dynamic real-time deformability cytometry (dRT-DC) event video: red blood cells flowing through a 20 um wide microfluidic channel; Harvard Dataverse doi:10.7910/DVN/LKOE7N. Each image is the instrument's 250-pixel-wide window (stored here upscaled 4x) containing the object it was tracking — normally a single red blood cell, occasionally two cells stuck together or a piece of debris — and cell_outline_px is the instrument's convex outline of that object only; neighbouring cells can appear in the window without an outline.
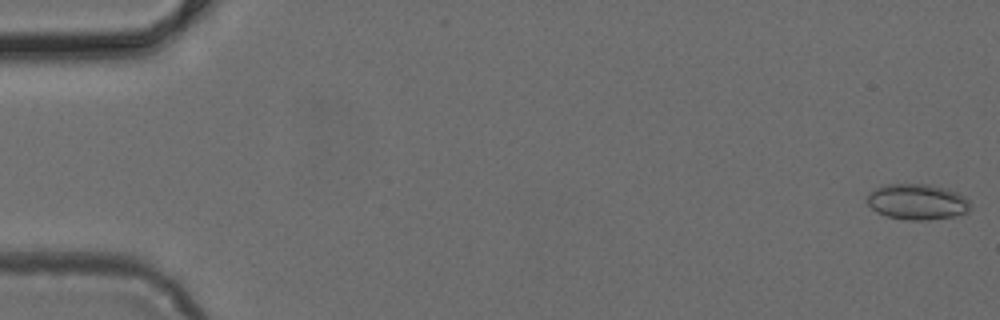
{"species": "common noctule bat (a hibernating species)", "species_latin": "Nyctalus noctula", "temperature_condition": "cold", "stored_images_in_passage": 4, "camera_frame_rate_fps": 3000, "um_per_image_px": 0.085, "animal": {"sex": "female", "body_mass_g": 24.6, "forearm_length_mm": 56.2}, "frame": {"image": 1, "passage_image": 1, "time_ms": 0.0, "image_size_px": [1000, 320], "cell_outline_px": [[968, 212], [952, 216], [928, 220], [908, 220], [888, 216], [876, 212], [868, 204], [868, 192], [876, 188], [888, 184], [928, 184], [944, 188], [956, 192], [964, 196], [968, 200]], "centroid_in_image_um": [77.94, 17.15], "position_along_channel_um": 7.1, "area_um2": 21.21}}